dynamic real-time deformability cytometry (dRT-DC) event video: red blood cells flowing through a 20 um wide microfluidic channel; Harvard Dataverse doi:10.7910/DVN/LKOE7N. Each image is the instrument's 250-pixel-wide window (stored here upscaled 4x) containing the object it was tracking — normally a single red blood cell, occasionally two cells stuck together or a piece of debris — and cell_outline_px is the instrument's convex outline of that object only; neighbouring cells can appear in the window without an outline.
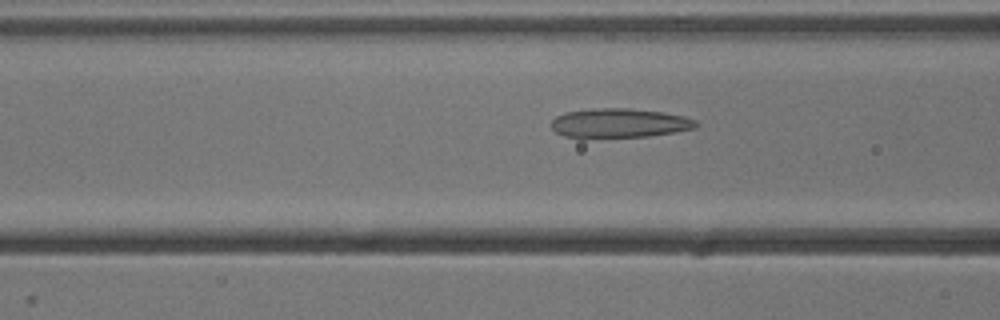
{"species": "common noctule bat (a hibernating species)", "species_latin": "Nyctalus noctula", "temperature_condition": "cold", "stored_images_in_passage": 28, "camera_frame_rate_fps": 3000, "um_per_image_px": 0.085, "animal": {"sex": "male", "body_mass_g": 13.3}, "frame": {"image": 1, "passage_image": 5, "time_ms": 1.333, "image_size_px": [1000, 320], "cell_outline_px": [[700, 124], [696, 128], [676, 132], [648, 136], [584, 140], [580, 140], [564, 136], [556, 132], [552, 128], [552, 120], [556, 116], [564, 112], [592, 108], [628, 108], [664, 112], [684, 116], [696, 120]], "centroid_in_image_um": [52.61, 10.49], "position_along_channel_um": 114.0, "area_um2": 25.66}}
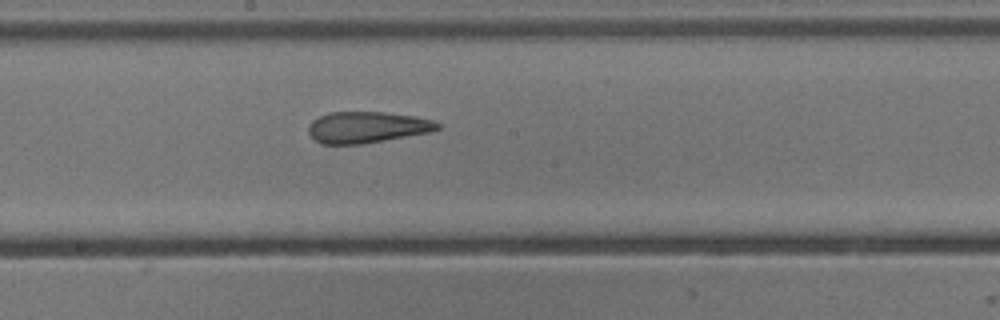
{"frame": {"image": 2, "passage_image": 13, "time_ms": 4.0, "image_size_px": [1000, 320], "cell_outline_px": [[440, 128], [432, 132], [360, 144], [320, 144], [308, 132], [308, 124], [312, 120], [328, 112], [384, 112], [412, 116], [432, 120], [440, 124]], "centroid_in_image_um": [31.18, 10.81], "position_along_channel_um": 217.0, "area_um2": 23.47}}
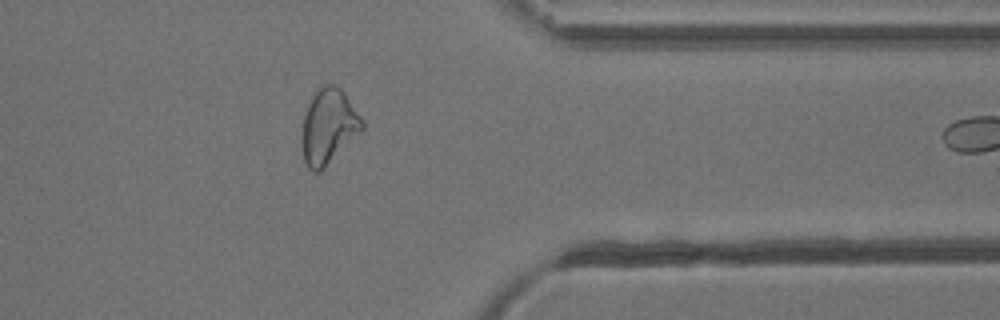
{"frame": {"image": 3, "passage_image": 27, "time_ms": 8.667, "image_size_px": [1000, 320], "cell_outline_px": [[364, 128], [320, 172], [312, 172], [308, 168], [304, 160], [304, 116], [308, 104], [316, 88], [320, 84], [336, 84], [344, 92], [364, 120]], "centroid_in_image_um": [27.95, 10.7], "position_along_channel_um": 383.4, "area_um2": 25.95}}